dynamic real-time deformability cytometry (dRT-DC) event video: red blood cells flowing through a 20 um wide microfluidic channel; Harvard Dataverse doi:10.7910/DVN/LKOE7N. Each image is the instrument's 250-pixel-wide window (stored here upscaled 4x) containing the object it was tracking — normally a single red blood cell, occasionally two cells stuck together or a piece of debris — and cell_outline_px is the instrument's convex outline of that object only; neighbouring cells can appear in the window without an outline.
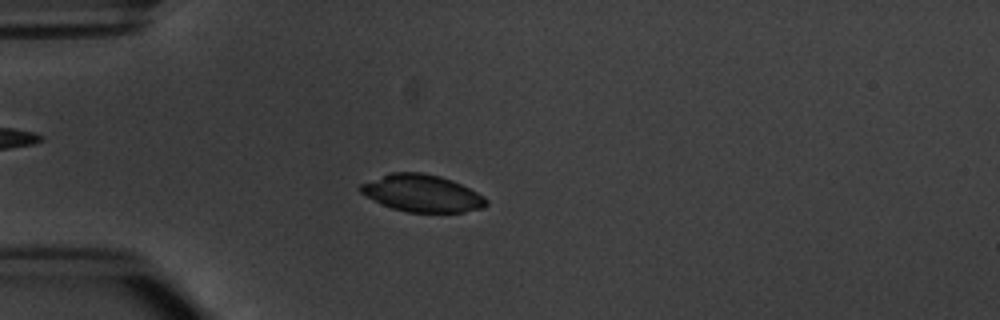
{"species": "common noctule bat (a hibernating species)", "species_latin": "Nyctalus noctula", "temperature_condition": "warm", "stored_images_in_passage": 4, "camera_frame_rate_fps": 3000, "um_per_image_px": 0.085, "animal": {"sex": "male", "body_mass_g": 20.1, "forearm_length_mm": 53.5}, "frame": {"image": 1, "passage_image": 4, "time_ms": 3.667, "image_size_px": [1000, 320], "cell_outline_px": [[488, 204], [484, 208], [464, 212], [408, 212], [392, 208], [360, 192], [356, 188], [360, 184], [392, 172], [420, 172], [440, 176], [452, 180], [484, 196], [488, 200]], "centroid_in_image_um": [35.9, 16.43], "position_along_channel_um": 49.1, "area_um2": 26.99}}